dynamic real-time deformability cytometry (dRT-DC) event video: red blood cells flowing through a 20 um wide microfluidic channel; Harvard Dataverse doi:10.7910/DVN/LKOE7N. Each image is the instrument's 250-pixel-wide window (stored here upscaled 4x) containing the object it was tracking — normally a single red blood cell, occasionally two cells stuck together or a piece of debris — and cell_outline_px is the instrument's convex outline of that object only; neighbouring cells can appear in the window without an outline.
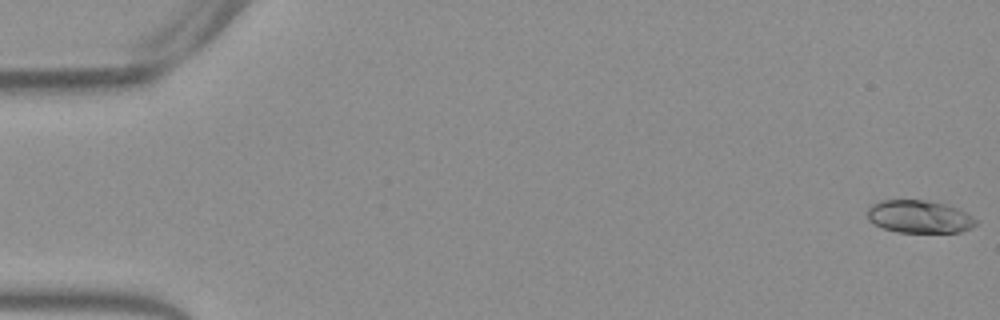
{"species": "Egyptian fruit bat (a non-hibernating species)", "species_latin": "Rousettus aegyptiacus", "temperature_condition": "warm", "stored_images_in_passage": 53, "camera_frame_rate_fps": 3000, "um_per_image_px": 0.085, "frame": {"image": 1, "passage_image": 1, "time_ms": 0.0, "image_size_px": [1000, 320], "cell_outline_px": [[980, 220], [972, 228], [960, 232], [896, 232], [884, 228], [868, 220], [868, 208], [872, 204], [880, 200], [924, 200], [944, 204], [960, 208]], "centroid_in_image_um": [78.19, 18.41], "position_along_channel_um": 6.8, "area_um2": 20.87}}
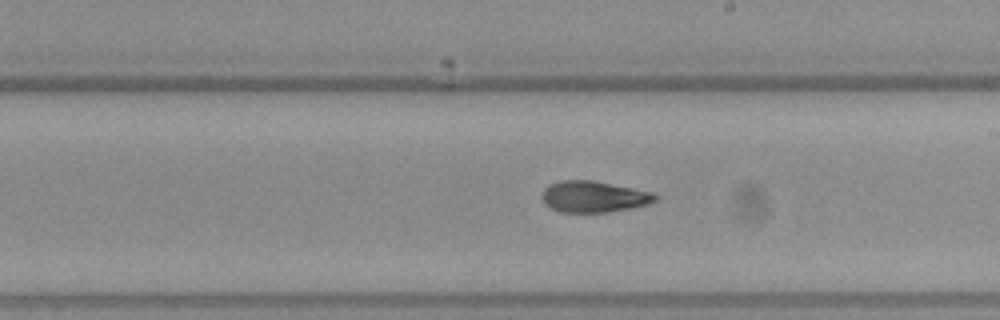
{"frame": {"image": 2, "passage_image": 31, "time_ms": 10.0, "image_size_px": [1000, 320], "cell_outline_px": [[660, 196], [656, 200], [648, 204], [632, 208], [608, 212], [560, 212], [544, 204], [540, 196], [544, 188], [548, 184], [560, 180], [592, 180], [652, 192]], "centroid_in_image_um": [50.44, 16.71], "position_along_channel_um": 238.6, "area_um2": 20.81}}
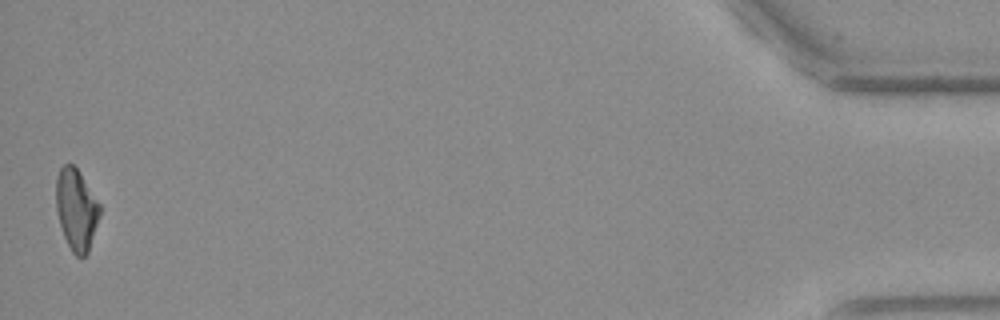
{"frame": {"image": 3, "passage_image": 53, "time_ms": 17.333, "image_size_px": [1000, 320], "cell_outline_px": [[100, 216], [88, 252], [84, 256], [76, 256], [72, 252], [64, 236], [60, 224], [56, 208], [56, 176], [60, 168], [64, 164], [72, 164], [76, 168], [100, 204]], "centroid_in_image_um": [6.48, 17.81], "position_along_channel_um": 428.7, "area_um2": 20.46}, "authors_computed_cell_mechanics": {"area_um2": 20.9236, "velocity_mm_per_s": 3.8557, "shape_relaxation_time_tau1_ms": 8.4314, "shape_relaxation_time_tau2_ms": 2.8373, "deformation_change_tau1": 0.2289, "deformation_change_tau2": 0.0726}}